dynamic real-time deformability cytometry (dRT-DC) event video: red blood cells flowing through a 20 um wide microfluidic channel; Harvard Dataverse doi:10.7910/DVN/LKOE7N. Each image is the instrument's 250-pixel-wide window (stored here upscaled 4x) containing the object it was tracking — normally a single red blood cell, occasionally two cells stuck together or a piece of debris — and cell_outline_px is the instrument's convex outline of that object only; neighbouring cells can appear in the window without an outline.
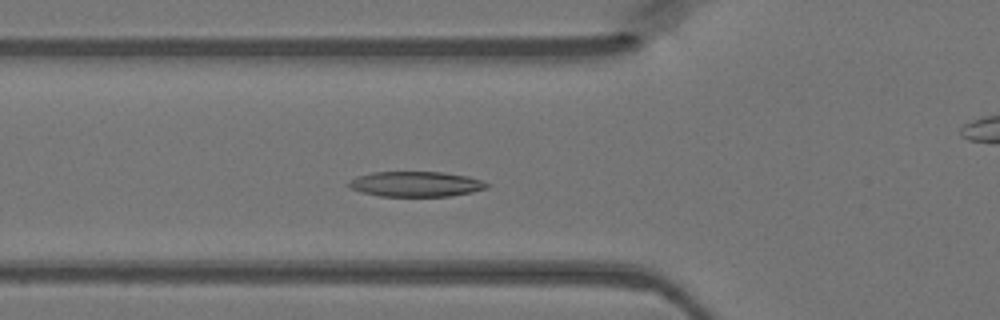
{"species": "Egyptian fruit bat (a non-hibernating species)", "species_latin": "Rousettus aegyptiacus", "temperature_condition": "warm", "stored_images_in_passage": 41, "camera_frame_rate_fps": 3000, "um_per_image_px": 0.085, "animal": {"sex": "female"}, "frame": {"image": 1, "passage_image": 13, "time_ms": 4.0, "image_size_px": [1000, 320], "cell_outline_px": [[488, 188], [472, 192], [448, 196], [380, 196], [360, 192], [348, 188], [344, 184], [360, 176], [372, 172], [444, 172], [468, 176], [484, 180], [488, 184]], "centroid_in_image_um": [35.35, 15.65], "position_along_channel_um": 90.5, "area_um2": 20.4}}
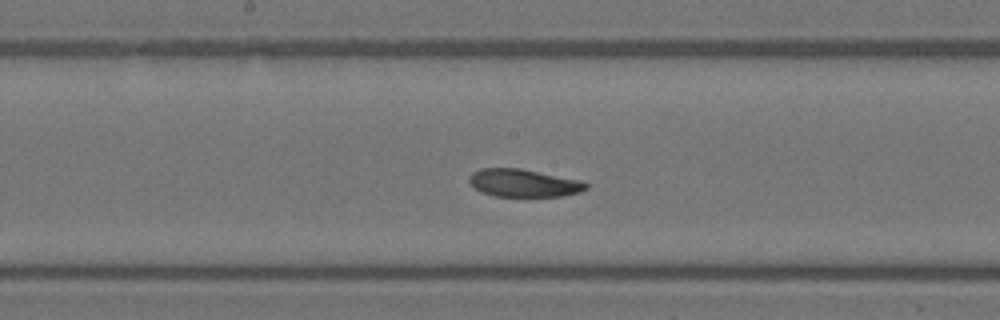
{"frame": {"image": 2, "passage_image": 21, "time_ms": 6.667, "image_size_px": [1000, 320], "cell_outline_px": [[588, 188], [580, 192], [560, 196], [492, 196], [480, 192], [468, 180], [468, 176], [472, 172], [480, 168], [520, 168], [580, 180], [588, 184]], "centroid_in_image_um": [44.48, 15.55], "position_along_channel_um": 203.7, "area_um2": 18.9}}
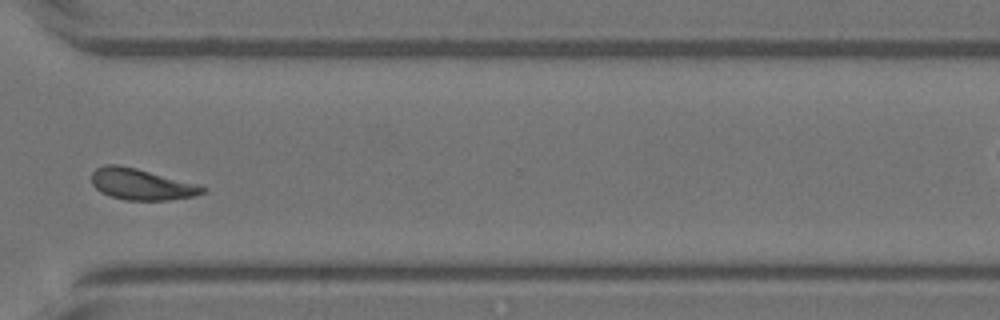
{"frame": {"image": 3, "passage_image": 32, "time_ms": 10.333, "image_size_px": [1000, 320], "cell_outline_px": [[208, 192], [192, 196], [168, 200], [124, 200], [108, 196], [100, 192], [92, 184], [92, 172], [96, 168], [104, 164], [120, 164], [136, 168], [208, 188]], "centroid_in_image_um": [11.96, 15.67], "position_along_channel_um": 358.6, "area_um2": 20.06}}